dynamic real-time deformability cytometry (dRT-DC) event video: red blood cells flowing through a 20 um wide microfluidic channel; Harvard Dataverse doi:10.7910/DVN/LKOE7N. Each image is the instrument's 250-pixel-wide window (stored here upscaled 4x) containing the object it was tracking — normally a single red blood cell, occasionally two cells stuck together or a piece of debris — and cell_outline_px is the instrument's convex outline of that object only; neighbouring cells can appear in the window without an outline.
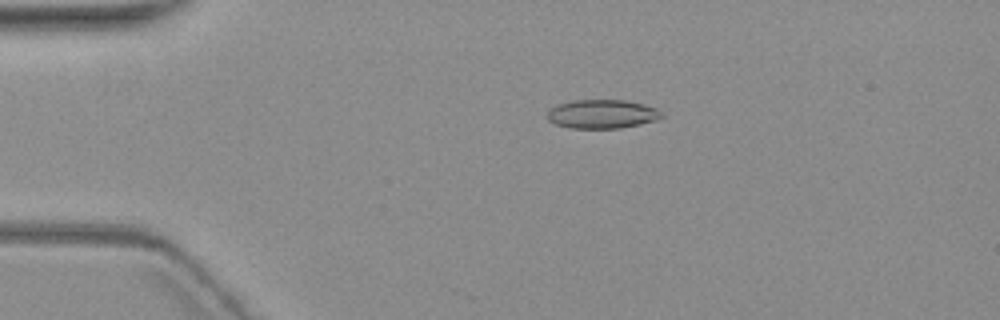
{"species": "common noctule bat (a hibernating species)", "species_latin": "Nyctalus noctula", "temperature_condition": "warm", "stored_images_in_passage": 4, "camera_frame_rate_fps": 3000, "um_per_image_px": 0.085, "animal": {"sex": "female", "body_mass_g": 19.3, "forearm_length_mm": 54.1}, "frame": {"image": 1, "passage_image": 3, "time_ms": 3.333, "image_size_px": [1000, 320], "cell_outline_px": [[664, 116], [656, 120], [640, 124], [620, 128], [572, 128], [556, 124], [548, 120], [548, 108], [556, 104], [572, 100], [624, 100], [644, 104], [656, 108], [664, 112]], "centroid_in_image_um": [51.18, 9.68], "position_along_channel_um": 33.8, "area_um2": 19.36}}